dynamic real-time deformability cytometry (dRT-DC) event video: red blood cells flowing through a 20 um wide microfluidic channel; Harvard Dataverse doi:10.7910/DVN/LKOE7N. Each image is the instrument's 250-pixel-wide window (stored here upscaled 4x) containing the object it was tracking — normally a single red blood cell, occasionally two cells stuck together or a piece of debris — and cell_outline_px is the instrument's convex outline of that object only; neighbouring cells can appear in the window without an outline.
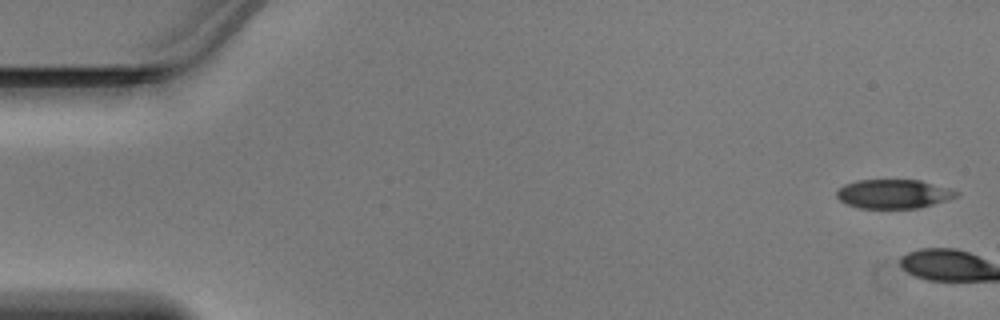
{"species": "Egyptian fruit bat (a non-hibernating species)", "species_latin": "Rousettus aegyptiacus", "temperature_condition": "warm", "stored_images_in_passage": 3, "camera_frame_rate_fps": 3000, "um_per_image_px": 0.085, "animal": {"sex": "male"}, "frame": {"image": 1, "passage_image": 1, "time_ms": 0.0, "image_size_px": [1000, 320], "cell_outline_px": [[960, 192], [956, 196], [932, 204], [916, 208], [860, 208], [848, 204], [840, 200], [836, 196], [836, 192], [844, 184], [856, 180], [920, 180], [948, 188]], "centroid_in_image_um": [75.91, 16.47], "position_along_channel_um": 9.1, "area_um2": 19.94}}